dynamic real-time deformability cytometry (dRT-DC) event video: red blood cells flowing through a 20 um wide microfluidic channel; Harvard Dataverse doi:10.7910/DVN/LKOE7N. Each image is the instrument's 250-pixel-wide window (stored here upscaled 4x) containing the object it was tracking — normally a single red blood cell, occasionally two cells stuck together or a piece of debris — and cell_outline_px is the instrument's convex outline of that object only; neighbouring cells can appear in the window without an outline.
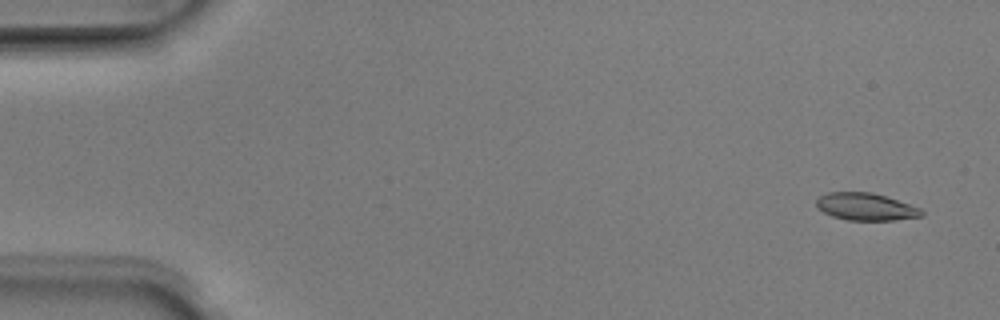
{"species": "Egyptian fruit bat (a non-hibernating species)", "species_latin": "Rousettus aegyptiacus", "temperature_condition": "room temperature", "stored_images_in_passage": 51, "camera_frame_rate_fps": 3000, "um_per_image_px": 0.085, "animal": {"sex": "male"}, "frame": {"image": 1, "passage_image": 3, "time_ms": 0.667, "image_size_px": [1000, 320], "cell_outline_px": [[924, 216], [896, 220], [848, 220], [832, 216], [816, 208], [816, 200], [820, 196], [828, 192], [872, 192], [920, 208], [924, 212]], "centroid_in_image_um": [73.58, 17.58], "position_along_channel_um": 11.4, "area_um2": 16.7}}
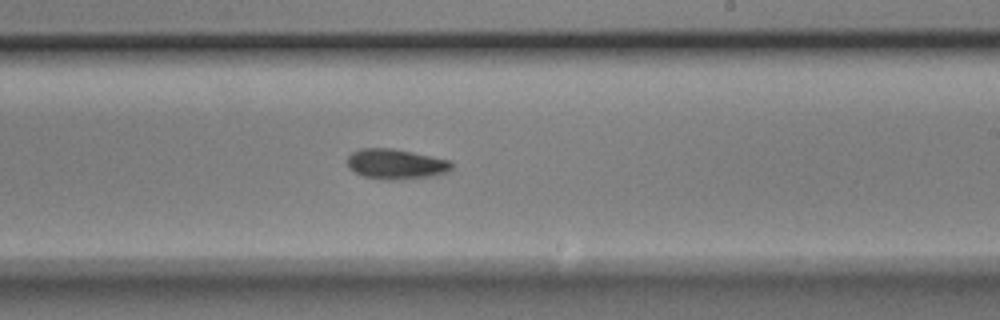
{"frame": {"image": 2, "passage_image": 31, "time_ms": 10.0, "image_size_px": [1000, 320], "cell_outline_px": [[452, 168], [448, 172], [432, 176], [404, 180], [384, 180], [364, 176], [352, 172], [348, 168], [348, 156], [352, 152], [360, 148], [392, 148], [412, 152], [448, 160], [452, 164]], "centroid_in_image_um": [33.62, 13.96], "position_along_channel_um": 255.4, "area_um2": 18.5}}
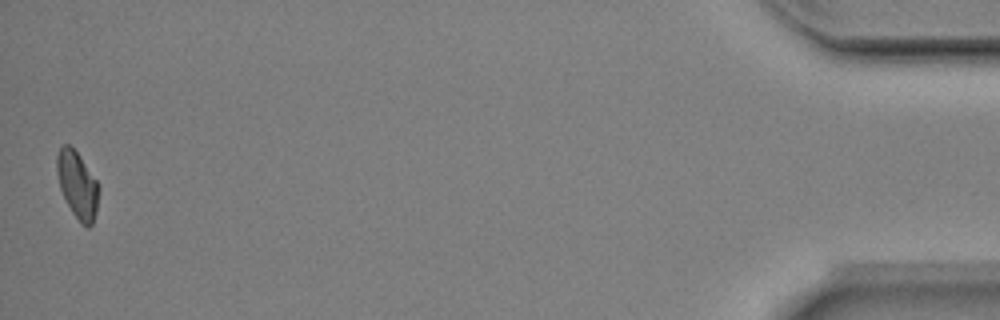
{"frame": {"image": 3, "passage_image": 51, "time_ms": 16.667, "image_size_px": [1000, 320], "cell_outline_px": [[100, 188], [96, 212], [92, 224], [88, 228], [80, 224], [72, 212], [60, 188], [56, 172], [56, 156], [60, 148], [64, 144], [68, 144], [80, 156], [100, 184]], "centroid_in_image_um": [6.59, 15.73], "position_along_channel_um": 428.6, "area_um2": 16.47}, "authors_computed_cell_mechanics": {"area_um2": 17.5712, "velocity_mm_per_s": 3.9784, "shape_relaxation_time_tau1_ms": 4.4524, "shape_relaxation_time_tau2_ms": 10.0306, "deformation_change_tau1": 0.1432, "deformation_change_tau2": 0.1732}}